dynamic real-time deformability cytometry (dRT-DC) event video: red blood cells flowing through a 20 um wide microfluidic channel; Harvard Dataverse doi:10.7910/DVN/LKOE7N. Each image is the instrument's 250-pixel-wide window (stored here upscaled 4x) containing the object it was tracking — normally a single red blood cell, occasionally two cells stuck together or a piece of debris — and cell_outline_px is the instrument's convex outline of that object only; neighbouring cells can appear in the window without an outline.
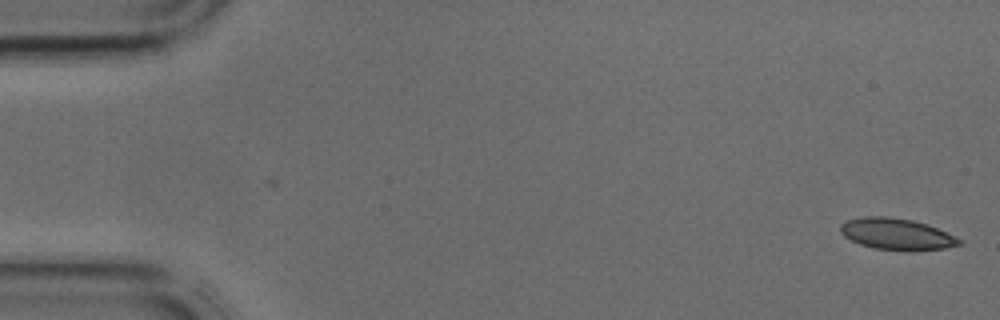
{"species": "common noctule bat (a hibernating species)", "species_latin": "Nyctalus noctula", "temperature_condition": "cold", "stored_images_in_passage": 5, "camera_frame_rate_fps": 3000, "um_per_image_px": 0.085, "animal": {"sex": "male", "body_mass_g": 17.9, "forearm_length_mm": 54.2}, "frame": {"image": 1, "passage_image": 5, "time_ms": 1.333, "image_size_px": [1000, 320], "cell_outline_px": [[964, 244], [944, 248], [912, 252], [904, 252], [872, 248], [860, 244], [844, 236], [840, 232], [840, 224], [848, 220], [864, 216], [888, 216], [912, 220], [928, 224], [956, 236], [964, 240]], "centroid_in_image_um": [76.27, 19.92], "position_along_channel_um": 8.7, "area_um2": 22.31}}